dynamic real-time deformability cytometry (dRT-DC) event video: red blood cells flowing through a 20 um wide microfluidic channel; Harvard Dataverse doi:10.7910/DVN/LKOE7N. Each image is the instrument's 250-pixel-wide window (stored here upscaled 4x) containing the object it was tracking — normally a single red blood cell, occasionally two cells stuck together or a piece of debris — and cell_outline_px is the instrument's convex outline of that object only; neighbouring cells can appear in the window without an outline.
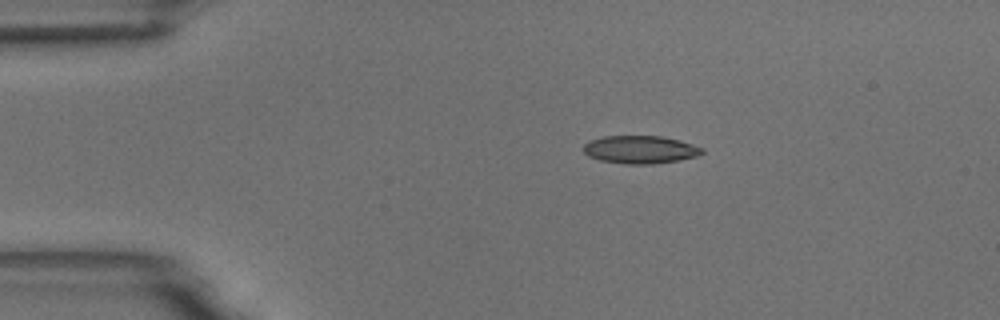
{"species": "common noctule bat (a hibernating species)", "species_latin": "Nyctalus noctula", "temperature_condition": "room temperature", "stored_images_in_passage": 9, "camera_frame_rate_fps": 3000, "um_per_image_px": 0.085, "animal": {"sex": "male", "body_mass_g": 18.8}, "frame": {"image": 1, "passage_image": 3, "time_ms": 2.333, "image_size_px": [1000, 320], "cell_outline_px": [[704, 152], [700, 156], [652, 164], [624, 164], [600, 160], [588, 156], [584, 152], [584, 144], [592, 140], [604, 136], [664, 136], [680, 140], [704, 148]], "centroid_in_image_um": [54.45, 12.71], "position_along_channel_um": 30.5, "area_um2": 19.31}}